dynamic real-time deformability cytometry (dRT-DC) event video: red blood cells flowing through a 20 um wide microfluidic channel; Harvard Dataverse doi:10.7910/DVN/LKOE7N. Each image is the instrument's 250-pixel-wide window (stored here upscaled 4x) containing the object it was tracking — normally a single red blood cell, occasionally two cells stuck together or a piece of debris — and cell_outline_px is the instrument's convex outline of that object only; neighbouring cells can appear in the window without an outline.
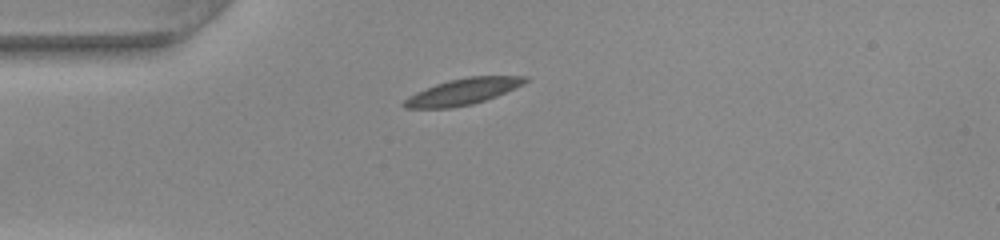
{"species": "common noctule bat (a hibernating species)", "species_latin": "Nyctalus noctula", "temperature_condition": "warm", "stored_images_in_passage": 38, "camera_frame_rate_fps": 3000, "um_per_image_px": 0.085, "animal": {"sex": "female", "body_mass_g": 22.0, "forearm_length_mm": 56.7}, "frame": {"image": 1, "passage_image": 1, "time_ms": 0.0, "image_size_px": [1000, 240], "cell_outline_px": [[528, 80], [524, 84], [496, 96], [472, 104], [448, 108], [404, 108], [400, 104], [408, 96], [416, 92], [436, 84], [448, 80], [468, 76], [528, 76]], "centroid_in_image_um": [39.32, 7.78], "position_along_channel_um": 45.7, "area_um2": 18.44}}
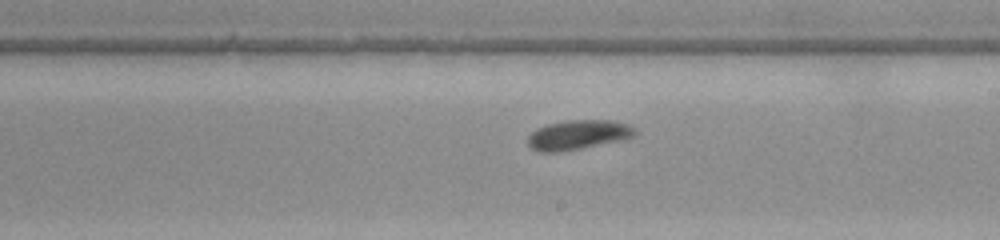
{"frame": {"image": 2, "passage_image": 17, "time_ms": 5.333, "image_size_px": [1000, 240], "cell_outline_px": [[636, 136], [628, 140], [560, 152], [540, 152], [532, 148], [528, 144], [528, 136], [536, 128], [548, 124], [568, 120], [612, 120], [628, 124], [636, 132]], "centroid_in_image_um": [49.18, 11.47], "position_along_channel_um": 239.8, "area_um2": 18.73}}
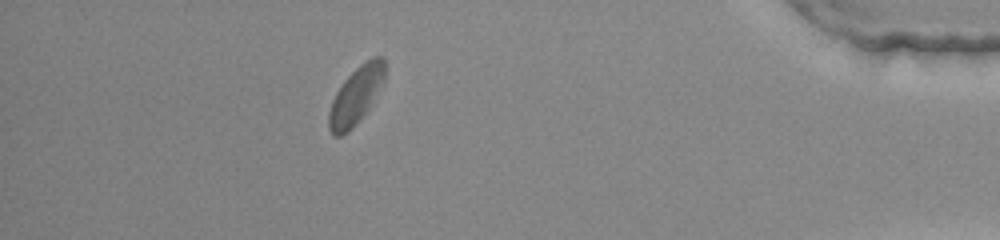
{"frame": {"image": 3, "passage_image": 33, "time_ms": 10.667, "image_size_px": [1000, 240], "cell_outline_px": [[384, 80], [368, 108], [356, 124], [348, 132], [340, 136], [332, 136], [328, 128], [328, 112], [332, 100], [336, 92], [344, 80], [364, 60], [372, 56], [384, 56]], "centroid_in_image_um": [30.22, 8.12], "position_along_channel_um": 405.0, "area_um2": 18.61}, "authors_computed_cell_mechanics": {"area_um2": 18.4382, "velocity_mm_per_s": 3.9911, "shape_relaxation_time_tau1_ms": 2.3337, "shape_relaxation_time_tau2_ms": 4.4182, "deformation_change_tau1": 0.1058, "deformation_change_tau2": 0.0465}}